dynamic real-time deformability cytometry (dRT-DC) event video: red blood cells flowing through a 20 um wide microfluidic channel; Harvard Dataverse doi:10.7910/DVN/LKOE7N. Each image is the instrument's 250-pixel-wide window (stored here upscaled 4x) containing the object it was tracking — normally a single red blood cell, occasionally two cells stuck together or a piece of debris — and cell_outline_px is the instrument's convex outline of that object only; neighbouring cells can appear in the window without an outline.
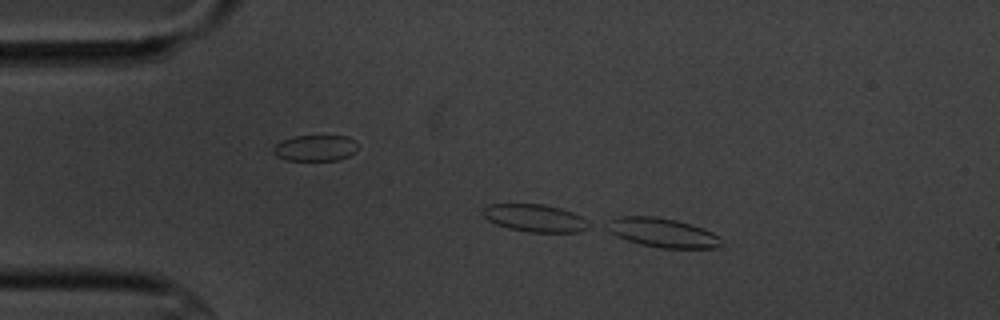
{"species": "common noctule bat (a hibernating species)", "species_latin": "Nyctalus noctula", "temperature_condition": "cold", "stored_images_in_passage": 5, "segment_of_instrument_passage": [1, 2], "camera_frame_rate_fps": 3000, "um_per_image_px": 0.085, "animal": {"sex": "male", "body_mass_g": 20.1, "forearm_length_mm": 53.5}, "frame": {"image": 1, "passage_image": 2, "time_ms": 1.0, "image_size_px": [1000, 320], "cell_outline_px": [[720, 248], [660, 248], [640, 244], [616, 236], [604, 224], [616, 216], [656, 216], [676, 220], [692, 224], [704, 228], [720, 236]], "centroid_in_image_um": [56.32, 19.77], "position_along_channel_um": 28.7, "area_um2": 19.54}}